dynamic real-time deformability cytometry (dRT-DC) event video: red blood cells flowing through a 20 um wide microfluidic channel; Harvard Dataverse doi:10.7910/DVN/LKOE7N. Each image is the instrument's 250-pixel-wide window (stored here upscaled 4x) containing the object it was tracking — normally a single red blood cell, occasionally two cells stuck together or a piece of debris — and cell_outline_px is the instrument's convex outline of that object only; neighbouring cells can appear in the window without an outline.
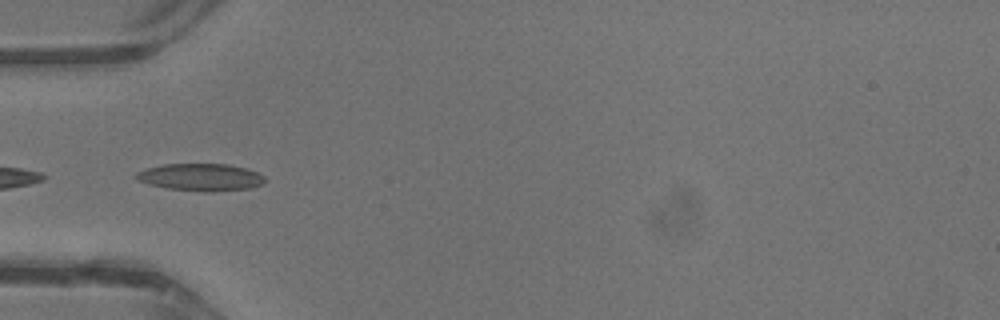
{"species": "common noctule bat (a hibernating species)", "species_latin": "Nyctalus noctula", "temperature_condition": "warm", "stored_images_in_passage": 16, "camera_frame_rate_fps": 3000, "um_per_image_px": 0.085, "animal": {"sex": "male", "body_mass_g": 13.3}, "frame": {"image": 1, "passage_image": 3, "time_ms": 0.667, "image_size_px": [1000, 320], "cell_outline_px": [[264, 184], [252, 188], [208, 192], [168, 188], [148, 184], [136, 180], [132, 176], [136, 172], [144, 168], [164, 164], [228, 164], [248, 168], [264, 176]], "centroid_in_image_um": [17.03, 15.05], "position_along_channel_um": 68.0, "area_um2": 20.69}}
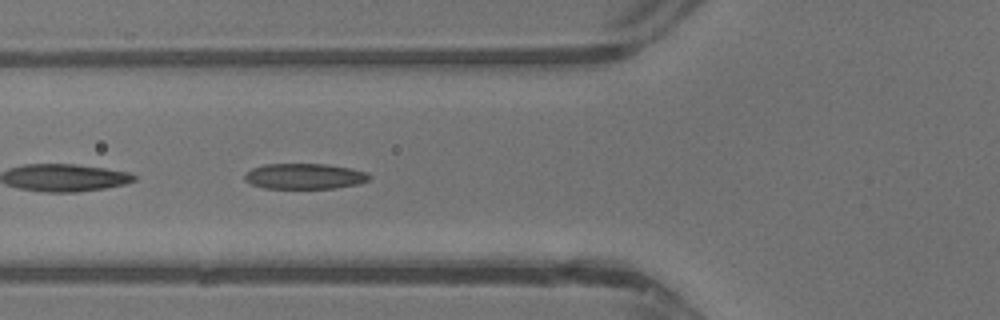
{"frame": {"image": 2, "passage_image": 5, "time_ms": 1.333, "image_size_px": [1000, 320], "cell_outline_px": [[372, 176], [368, 180], [356, 184], [336, 188], [264, 188], [252, 184], [244, 180], [244, 176], [252, 168], [264, 164], [324, 164], [348, 168], [368, 172]], "centroid_in_image_um": [25.88, 14.98], "position_along_channel_um": 99.9, "area_um2": 18.44}}